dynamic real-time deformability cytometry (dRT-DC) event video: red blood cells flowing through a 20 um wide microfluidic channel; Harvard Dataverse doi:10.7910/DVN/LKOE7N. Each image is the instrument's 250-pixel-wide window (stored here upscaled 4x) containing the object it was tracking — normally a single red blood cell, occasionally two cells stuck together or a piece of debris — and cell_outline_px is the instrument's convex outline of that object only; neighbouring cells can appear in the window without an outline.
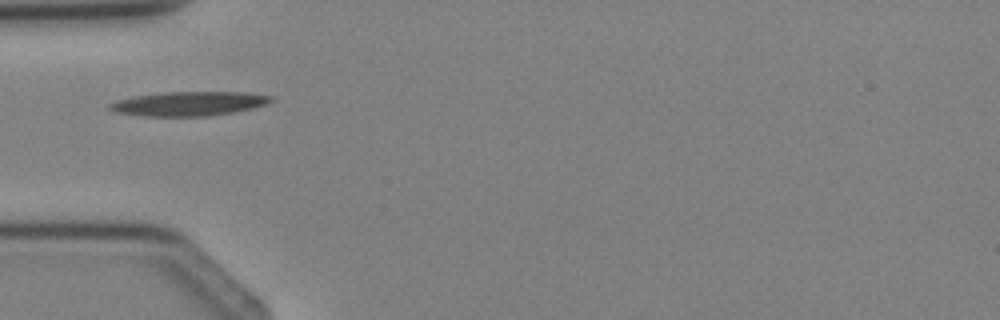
{"species": "Egyptian fruit bat (a non-hibernating species)", "species_latin": "Rousettus aegyptiacus", "temperature_condition": "cold", "stored_images_in_passage": 3, "camera_frame_rate_fps": 3000, "um_per_image_px": 0.085, "animal": {"sex": "female"}, "frame": {"image": 1, "passage_image": 3, "time_ms": 2.333, "image_size_px": [1000, 320], "cell_outline_px": [[276, 100], [268, 104], [252, 108], [232, 112], [208, 116], [140, 116], [116, 112], [108, 108], [108, 104], [116, 100], [136, 96], [164, 92], [244, 92], [276, 96]], "centroid_in_image_um": [16.1, 8.81], "position_along_channel_um": 68.9, "area_um2": 22.95}}